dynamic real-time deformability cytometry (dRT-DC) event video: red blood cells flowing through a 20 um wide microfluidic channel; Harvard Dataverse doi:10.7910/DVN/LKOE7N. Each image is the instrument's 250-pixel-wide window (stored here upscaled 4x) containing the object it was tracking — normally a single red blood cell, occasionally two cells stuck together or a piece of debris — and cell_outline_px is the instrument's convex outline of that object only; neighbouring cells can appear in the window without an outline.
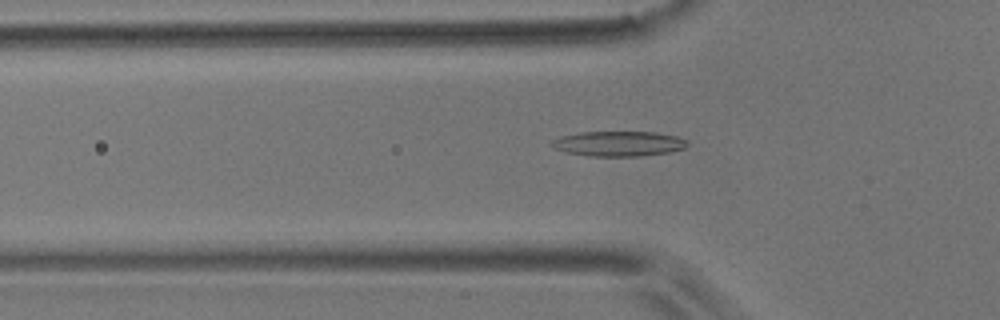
{"species": "common noctule bat (a hibernating species)", "species_latin": "Nyctalus noctula", "temperature_condition": "room temperature", "stored_images_in_passage": 37, "camera_frame_rate_fps": 3000, "um_per_image_px": 0.085, "animal": {"sex": "male", "body_mass_g": 17.9}, "frame": {"image": 1, "passage_image": 7, "time_ms": 2.0, "image_size_px": [1000, 320], "cell_outline_px": [[688, 144], [684, 148], [668, 152], [640, 156], [588, 156], [564, 152], [548, 144], [552, 140], [560, 136], [580, 132], [656, 132], [676, 136], [688, 140]], "centroid_in_image_um": [52.55, 12.21], "position_along_channel_um": 73.2, "area_um2": 19.88}}
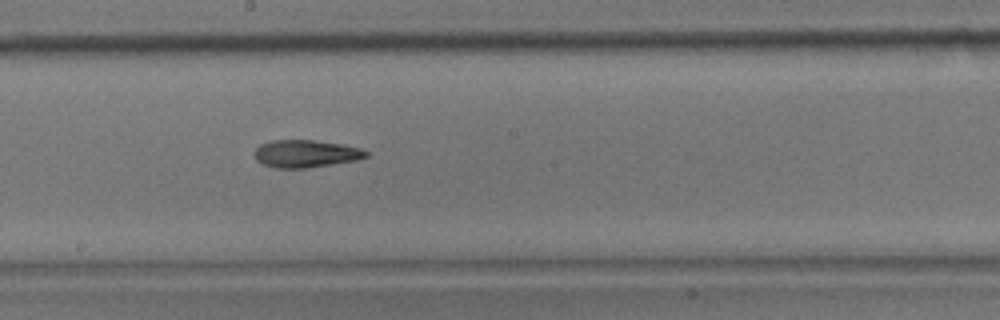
{"frame": {"image": 2, "passage_image": 19, "time_ms": 6.0, "image_size_px": [1000, 320], "cell_outline_px": [[368, 156], [356, 160], [308, 168], [276, 168], [264, 164], [256, 160], [252, 152], [260, 144], [268, 140], [312, 140], [344, 144], [360, 148], [368, 152]], "centroid_in_image_um": [25.95, 13.05], "position_along_channel_um": 222.2, "area_um2": 18.03}}
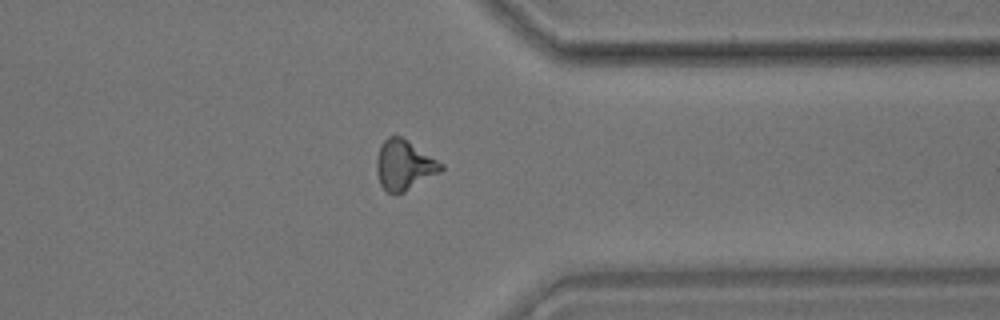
{"frame": {"image": 3, "passage_image": 32, "time_ms": 10.333, "image_size_px": [1000, 320], "cell_outline_px": [[444, 168], [440, 172], [404, 192], [388, 192], [380, 184], [376, 172], [376, 156], [380, 144], [388, 136], [400, 136], [444, 164]], "centroid_in_image_um": [34.33, 14.02], "position_along_channel_um": 377.1, "area_um2": 18.55}, "authors_computed_cell_mechanics": {"area_um2": 17.8602, "velocity_mm_per_s": 3.7024, "shape_relaxation_time_tau1_ms": 8.7845, "shape_relaxation_time_tau2_ms": null, "deformation_change_tau1": 0.2014, "deformation_change_tau2": null}}